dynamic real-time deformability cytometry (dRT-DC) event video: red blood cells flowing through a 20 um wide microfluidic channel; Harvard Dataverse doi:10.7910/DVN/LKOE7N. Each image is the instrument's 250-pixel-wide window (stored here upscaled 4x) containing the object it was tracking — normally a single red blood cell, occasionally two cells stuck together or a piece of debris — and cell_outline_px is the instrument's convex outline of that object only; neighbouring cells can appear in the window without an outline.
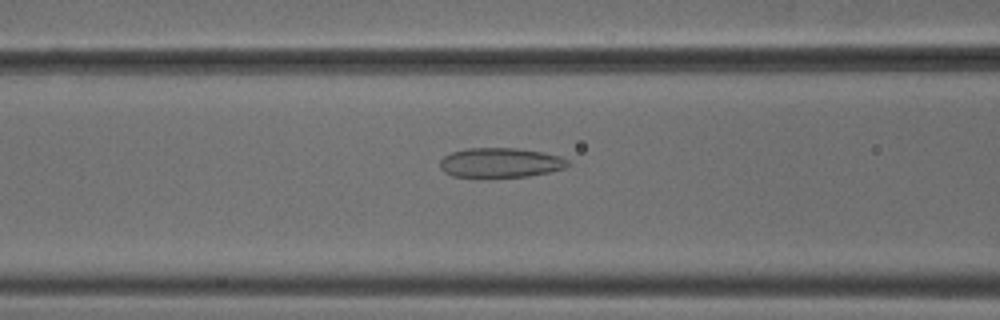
{"species": "common noctule bat (a hibernating species)", "species_latin": "Nyctalus noctula", "temperature_condition": "cold", "stored_images_in_passage": 39, "camera_frame_rate_fps": 3000, "um_per_image_px": 0.085, "animal": {"sex": "male", "body_mass_g": 18.8}, "frame": {"image": 1, "passage_image": 8, "time_ms": 2.333, "image_size_px": [1000, 320], "cell_outline_px": [[568, 164], [564, 168], [548, 172], [528, 176], [480, 180], [452, 176], [444, 172], [440, 168], [440, 160], [444, 156], [452, 152], [468, 148], [516, 148], [544, 152], [560, 156], [568, 160]], "centroid_in_image_um": [42.47, 13.87], "position_along_channel_um": 124.1, "area_um2": 22.89}}
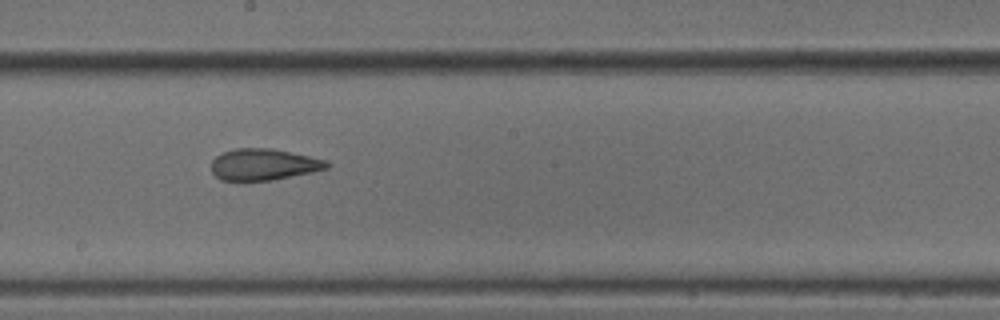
{"frame": {"image": 2, "passage_image": 16, "time_ms": 5.0, "image_size_px": [1000, 320], "cell_outline_px": [[332, 164], [328, 168], [312, 172], [272, 180], [220, 180], [212, 172], [212, 160], [216, 156], [224, 152], [236, 148], [272, 148], [328, 160]], "centroid_in_image_um": [22.44, 13.97], "position_along_channel_um": 225.8, "area_um2": 21.15}}
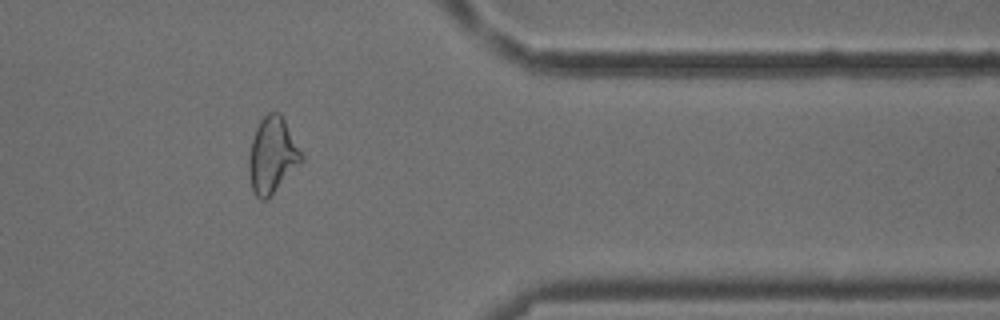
{"frame": {"image": 3, "passage_image": 30, "time_ms": 9.667, "image_size_px": [1000, 320], "cell_outline_px": [[304, 156], [268, 200], [260, 200], [256, 196], [252, 188], [248, 172], [248, 156], [252, 140], [256, 128], [260, 120], [268, 112], [280, 112]], "centroid_in_image_um": [23.11, 13.2], "position_along_channel_um": 388.3, "area_um2": 22.95}, "authors_computed_cell_mechanics": {"area_um2": 22.253, "velocity_mm_per_s": 3.8086, "shape_relaxation_time_tau1_ms": null, "shape_relaxation_time_tau2_ms": 1.7826, "deformation_change_tau1": null, "deformation_change_tau2": 0.096}}